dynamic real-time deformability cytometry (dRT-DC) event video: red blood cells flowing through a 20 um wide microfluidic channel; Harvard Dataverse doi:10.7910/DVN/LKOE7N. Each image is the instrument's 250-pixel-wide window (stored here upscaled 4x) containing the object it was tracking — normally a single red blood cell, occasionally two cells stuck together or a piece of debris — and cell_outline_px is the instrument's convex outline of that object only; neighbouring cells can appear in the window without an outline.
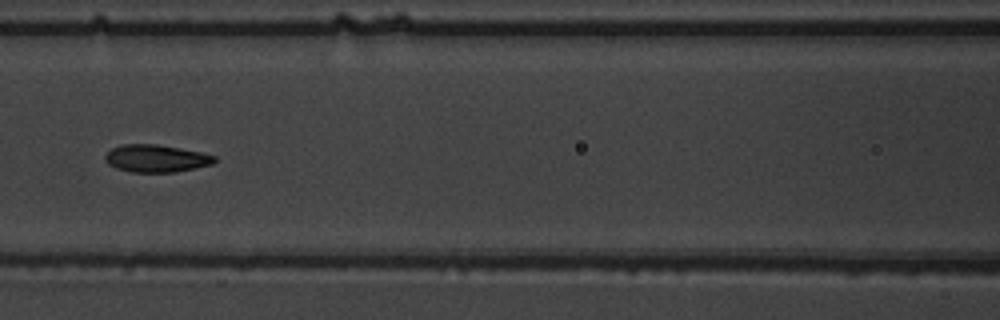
{"species": "common noctule bat (a hibernating species)", "species_latin": "Nyctalus noctula", "temperature_condition": "warm", "stored_images_in_passage": 55, "segment_of_instrument_passage": [2, 2], "camera_frame_rate_fps": 3000, "um_per_image_px": 0.085, "animal": {"sex": "male", "body_mass_g": 19.5, "forearm_length_mm": 54.6}, "frame": {"image": 1, "passage_image": 26, "time_ms": 8.333, "image_size_px": [1000, 320], "cell_outline_px": [[216, 160], [212, 164], [176, 172], [132, 172], [116, 168], [108, 164], [104, 160], [104, 156], [112, 148], [120, 144], [156, 144], [200, 152], [216, 156]], "centroid_in_image_um": [13.24, 13.46], "position_along_channel_um": 153.4, "area_um2": 17.46}}
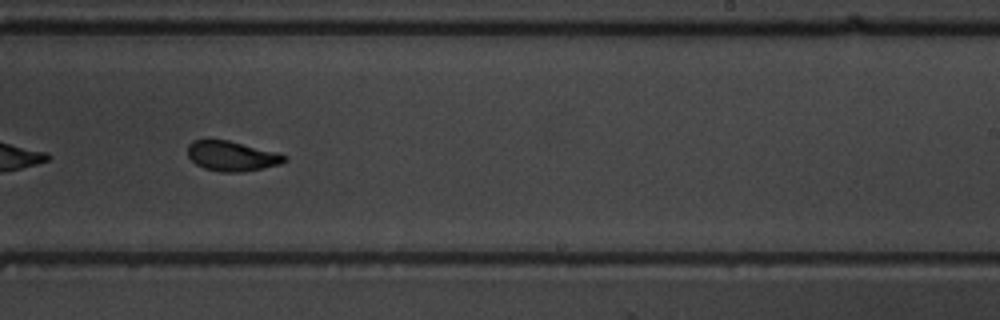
{"frame": {"image": 2, "passage_image": 35, "time_ms": 11.333, "image_size_px": [1000, 320], "cell_outline_px": [[288, 160], [280, 164], [240, 172], [220, 172], [204, 168], [196, 164], [188, 156], [188, 144], [192, 140], [228, 140], [276, 152], [288, 156]], "centroid_in_image_um": [19.7, 13.26], "position_along_channel_um": 269.3, "area_um2": 16.76}}
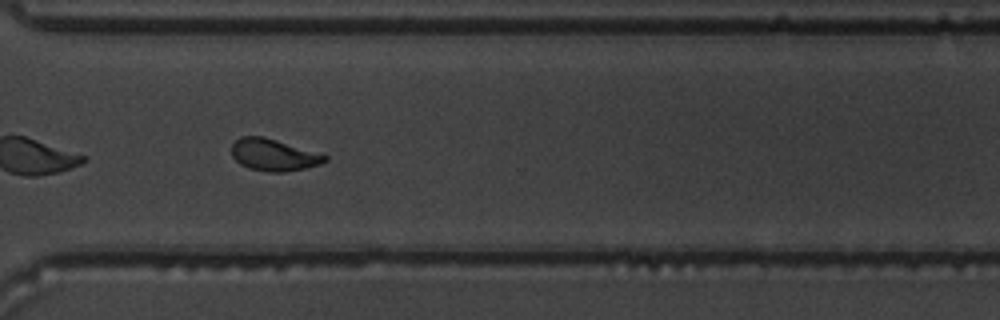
{"frame": {"image": 3, "passage_image": 41, "time_ms": 13.333, "image_size_px": [1000, 320], "cell_outline_px": [[328, 160], [320, 164], [304, 168], [284, 172], [268, 172], [248, 168], [240, 164], [232, 156], [232, 144], [240, 136], [264, 136], [328, 156]], "centroid_in_image_um": [23.23, 13.16], "position_along_channel_um": 347.4, "area_um2": 17.22}}